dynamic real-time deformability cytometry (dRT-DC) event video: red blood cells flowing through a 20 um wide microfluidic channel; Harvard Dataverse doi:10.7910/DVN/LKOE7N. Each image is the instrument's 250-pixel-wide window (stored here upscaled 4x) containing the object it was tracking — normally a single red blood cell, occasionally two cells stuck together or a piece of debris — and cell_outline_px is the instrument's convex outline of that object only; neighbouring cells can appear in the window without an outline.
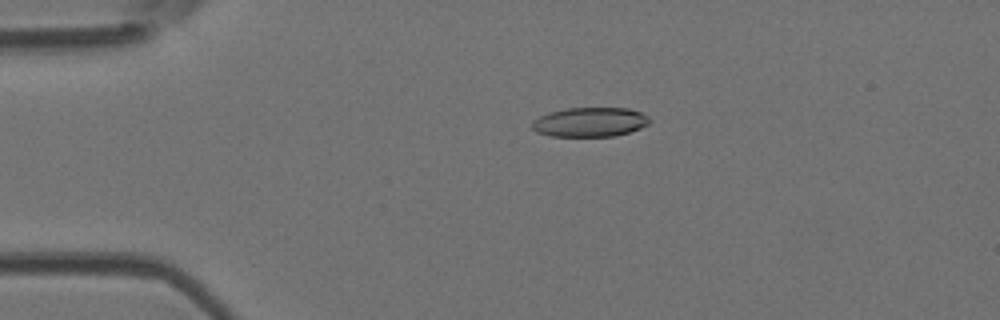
{"species": "Egyptian fruit bat (a non-hibernating species)", "species_latin": "Rousettus aegyptiacus", "temperature_condition": "room temperature", "stored_images_in_passage": 49, "camera_frame_rate_fps": 3000, "um_per_image_px": 0.085, "animal": {"sex": "female"}, "frame": {"image": 1, "passage_image": 11, "time_ms": 3.333, "image_size_px": [1000, 320], "cell_outline_px": [[652, 120], [648, 124], [640, 128], [616, 136], [552, 136], [536, 132], [532, 128], [532, 120], [548, 112], [564, 108], [628, 108], [640, 112], [648, 116]], "centroid_in_image_um": [50.14, 10.37], "position_along_channel_um": 34.9, "area_um2": 20.23}}
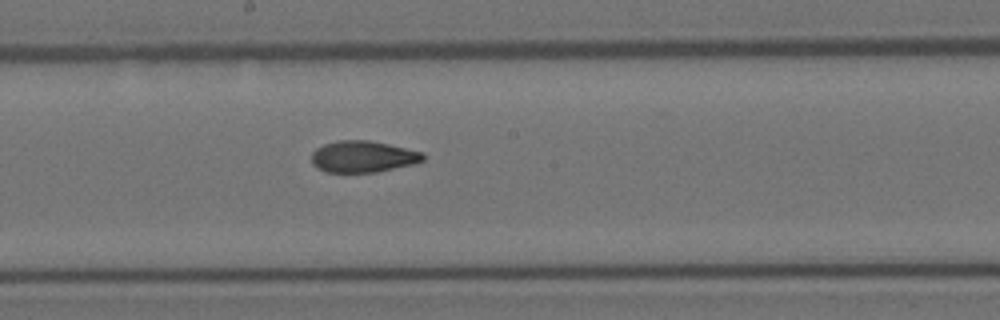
{"frame": {"image": 2, "passage_image": 27, "time_ms": 8.667, "image_size_px": [1000, 320], "cell_outline_px": [[424, 160], [412, 164], [376, 172], [324, 172], [316, 168], [312, 164], [312, 152], [316, 148], [324, 144], [340, 140], [368, 140], [388, 144], [424, 152]], "centroid_in_image_um": [30.82, 13.31], "position_along_channel_um": 217.4, "area_um2": 20.46}}
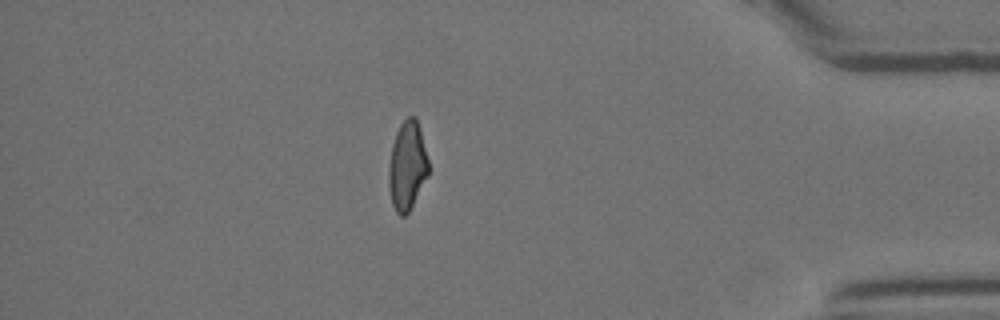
{"frame": {"image": 3, "passage_image": 43, "time_ms": 14.0, "image_size_px": [1000, 320], "cell_outline_px": [[428, 176], [408, 212], [404, 216], [400, 216], [396, 212], [392, 204], [388, 184], [388, 168], [392, 144], [396, 132], [400, 124], [408, 116], [416, 116], [420, 128], [428, 160]], "centroid_in_image_um": [34.6, 14.08], "position_along_channel_um": 400.6, "area_um2": 20.58}, "authors_computed_cell_mechanics": {"area_um2": 20.8658, "velocity_mm_per_s": 4.1611, "shape_relaxation_time_tau1_ms": 8.2372, "shape_relaxation_time_tau2_ms": 1.4713, "deformation_change_tau1": 0.2162, "deformation_change_tau2": 0.0741}}